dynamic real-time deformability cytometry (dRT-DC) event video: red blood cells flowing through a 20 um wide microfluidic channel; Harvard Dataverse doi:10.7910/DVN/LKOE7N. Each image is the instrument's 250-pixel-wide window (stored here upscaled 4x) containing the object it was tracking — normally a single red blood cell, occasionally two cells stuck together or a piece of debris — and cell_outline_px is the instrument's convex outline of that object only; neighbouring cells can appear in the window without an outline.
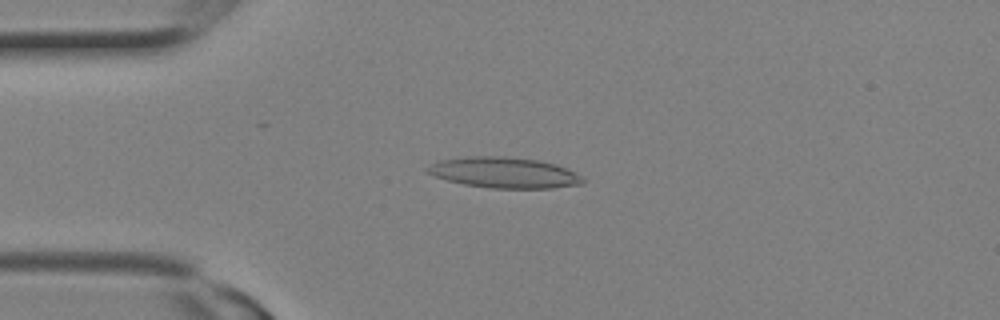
{"species": "Egyptian fruit bat (a non-hibernating species)", "species_latin": "Rousettus aegyptiacus", "temperature_condition": "room temperature", "stored_images_in_passage": 24, "camera_frame_rate_fps": 3000, "um_per_image_px": 0.085, "animal": {"sex": "female"}, "frame": {"image": 1, "passage_image": 6, "time_ms": 1.667, "image_size_px": [1000, 320], "cell_outline_px": [[584, 184], [552, 188], [492, 188], [464, 184], [448, 180], [424, 172], [424, 168], [440, 160], [468, 156], [504, 156], [540, 160], [556, 164], [576, 172], [584, 180]], "centroid_in_image_um": [42.86, 14.67], "position_along_channel_um": 42.1, "area_um2": 27.92}}
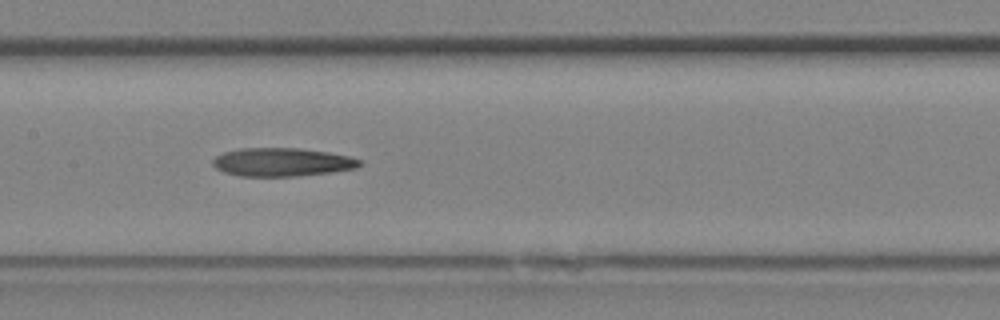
{"frame": {"image": 2, "passage_image": 12, "time_ms": 3.667, "image_size_px": [1000, 320], "cell_outline_px": [[360, 164], [356, 168], [332, 172], [296, 176], [240, 176], [224, 172], [216, 168], [212, 164], [212, 160], [216, 156], [224, 152], [240, 148], [300, 148], [328, 152], [348, 156], [360, 160]], "centroid_in_image_um": [23.94, 13.78], "position_along_channel_um": 183.5, "area_um2": 24.22}}
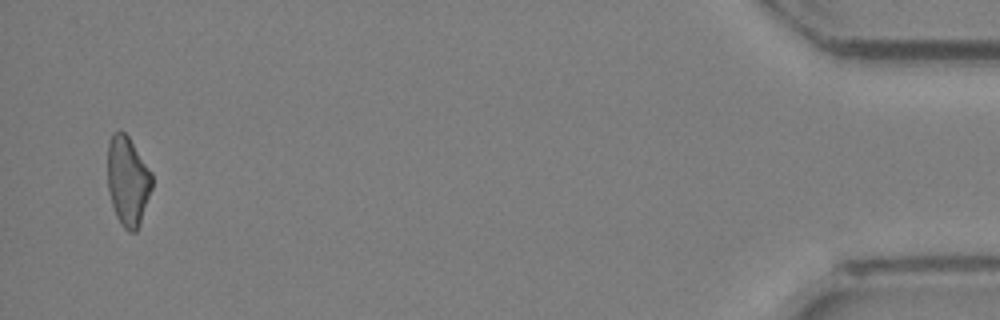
{"frame": {"image": 3, "passage_image": 24, "time_ms": 7.667, "image_size_px": [1000, 320], "cell_outline_px": [[152, 188], [140, 224], [136, 232], [128, 232], [124, 228], [116, 216], [112, 204], [108, 188], [108, 140], [112, 132], [120, 128], [128, 136], [152, 172]], "centroid_in_image_um": [10.86, 15.36], "position_along_channel_um": 424.3, "area_um2": 23.29}}